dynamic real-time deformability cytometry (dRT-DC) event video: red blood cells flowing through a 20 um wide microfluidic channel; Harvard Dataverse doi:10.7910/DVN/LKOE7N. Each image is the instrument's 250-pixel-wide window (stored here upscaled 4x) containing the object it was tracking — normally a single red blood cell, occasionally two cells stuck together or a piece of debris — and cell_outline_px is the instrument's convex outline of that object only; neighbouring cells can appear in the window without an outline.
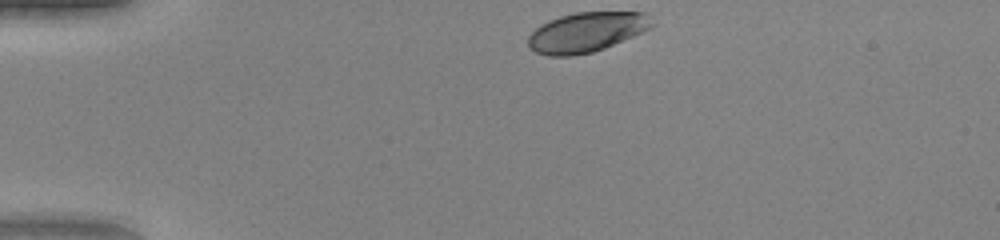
{"species": "human", "species_latin": "Homo sapiens", "temperature_condition": "warm", "stored_images_in_passage": 33, "camera_frame_rate_fps": 3000, "um_per_image_px": 0.085, "donor": {"sex": "female"}, "frame": {"image": 1, "passage_image": 1, "time_ms": 0.0, "image_size_px": [1000, 240], "cell_outline_px": [[652, 28], [604, 48], [592, 52], [572, 56], [548, 56], [536, 52], [528, 48], [528, 36], [536, 28], [548, 20], [560, 16], [576, 12], [644, 12], [652, 24]], "centroid_in_image_um": [49.8, 2.74], "position_along_channel_um": 35.2, "area_um2": 28.55}}
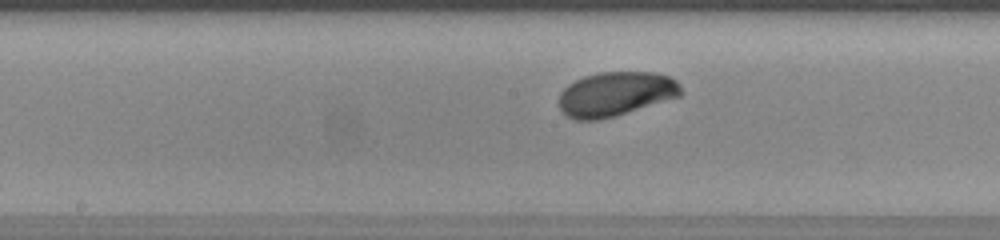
{"frame": {"image": 2, "passage_image": 17, "time_ms": 5.333, "image_size_px": [1000, 240], "cell_outline_px": [[684, 92], [680, 96], [616, 116], [600, 120], [576, 120], [568, 116], [560, 108], [560, 92], [568, 84], [584, 76], [600, 72], [656, 72], [668, 76], [676, 80], [680, 84]], "centroid_in_image_um": [52.36, 7.98], "position_along_channel_um": 195.8, "area_um2": 31.62}}
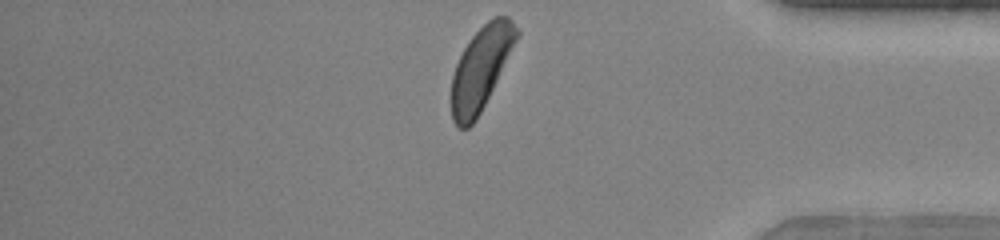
{"frame": {"image": 3, "passage_image": 33, "time_ms": 10.667, "image_size_px": [1000, 240], "cell_outline_px": [[520, 36], [476, 120], [468, 128], [460, 128], [452, 120], [452, 76], [456, 64], [464, 48], [472, 36], [488, 20], [496, 16], [508, 16], [512, 20], [520, 32]], "centroid_in_image_um": [40.9, 5.78], "position_along_channel_um": 394.3, "area_um2": 31.15}, "authors_computed_cell_mechanics": {"area_um2": 31.3854, "velocity_mm_per_s": 4.0978, "shape_relaxation_time_tau1_ms": 1.608, "shape_relaxation_time_tau2_ms": null, "deformation_change_tau1": 0.1077, "deformation_change_tau2": null}}